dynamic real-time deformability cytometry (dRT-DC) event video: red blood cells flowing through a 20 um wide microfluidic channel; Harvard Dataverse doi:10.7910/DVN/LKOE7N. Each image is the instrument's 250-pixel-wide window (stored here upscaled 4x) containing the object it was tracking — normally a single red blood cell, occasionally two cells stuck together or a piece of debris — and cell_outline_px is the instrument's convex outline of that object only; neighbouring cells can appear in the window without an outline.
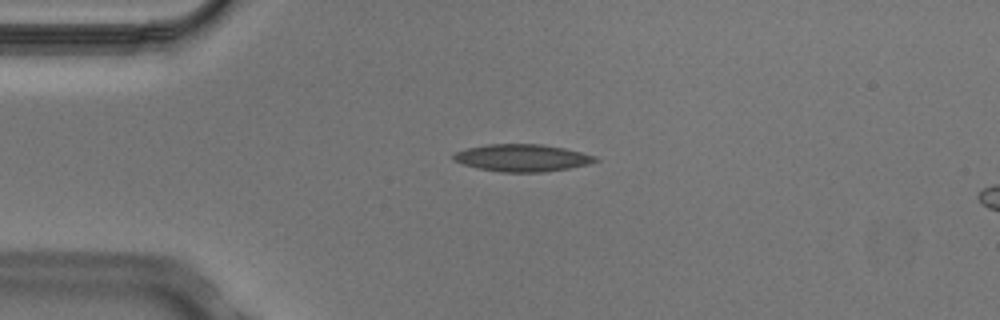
{"species": "Egyptian fruit bat (a non-hibernating species)", "species_latin": "Rousettus aegyptiacus", "temperature_condition": "cold", "stored_images_in_passage": 4, "camera_frame_rate_fps": 3000, "um_per_image_px": 0.085, "animal": {"sex": "male"}, "frame": {"image": 1, "passage_image": 2, "time_ms": 0.333, "image_size_px": [1000, 320], "cell_outline_px": [[600, 160], [588, 164], [568, 168], [540, 172], [500, 172], [480, 168], [464, 164], [452, 160], [452, 156], [456, 152], [468, 148], [488, 144], [540, 144], [564, 148], [596, 156]], "centroid_in_image_um": [44.39, 13.41], "position_along_channel_um": 40.6, "area_um2": 22.25}}